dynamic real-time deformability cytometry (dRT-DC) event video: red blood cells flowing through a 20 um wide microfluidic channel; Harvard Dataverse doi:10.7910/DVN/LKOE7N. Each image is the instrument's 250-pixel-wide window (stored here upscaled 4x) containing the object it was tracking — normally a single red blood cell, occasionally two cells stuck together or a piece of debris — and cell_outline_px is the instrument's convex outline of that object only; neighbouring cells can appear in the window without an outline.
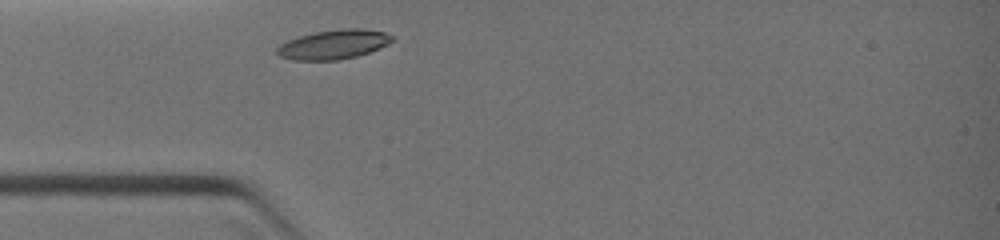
{"species": "common noctule bat (a hibernating species)", "species_latin": "Nyctalus noctula", "temperature_condition": "warm", "stored_images_in_passage": 22, "camera_frame_rate_fps": 3000, "um_per_image_px": 0.085, "animal": {"sex": "female", "body_mass_g": 19.0, "forearm_length_mm": 51.5}, "frame": {"image": 1, "passage_image": 1, "time_ms": 0.0, "image_size_px": [1000, 240], "cell_outline_px": [[396, 40], [380, 48], [356, 56], [340, 60], [292, 60], [280, 56], [276, 52], [276, 48], [280, 44], [288, 40], [300, 36], [316, 32], [340, 28], [364, 28], [384, 32], [396, 36]], "centroid_in_image_um": [28.41, 3.77], "position_along_channel_um": 56.6, "area_um2": 19.88}}
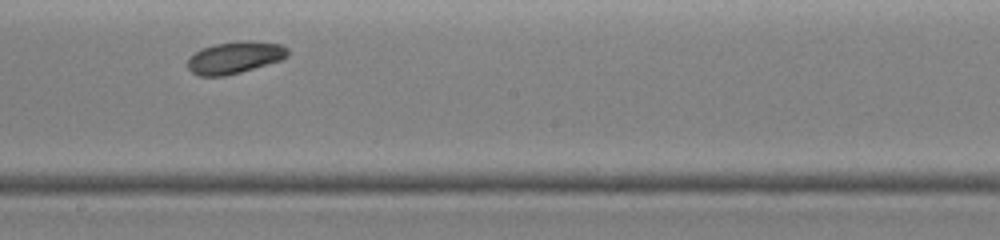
{"frame": {"image": 2, "passage_image": 11, "time_ms": 3.333, "image_size_px": [1000, 240], "cell_outline_px": [[288, 56], [280, 60], [240, 72], [224, 76], [200, 76], [192, 72], [188, 68], [188, 56], [212, 44], [244, 40], [248, 40], [280, 44], [288, 48]], "centroid_in_image_um": [19.94, 4.88], "position_along_channel_um": 228.3, "area_um2": 18.55}}
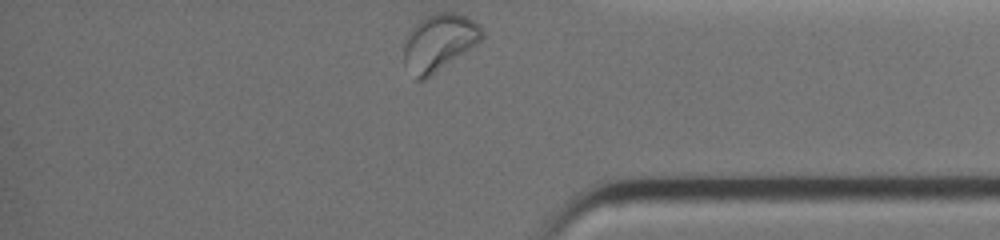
{"frame": {"image": 3, "passage_image": 22, "time_ms": 6.667, "image_size_px": [1000, 240], "cell_outline_px": [[484, 36], [476, 44], [424, 80], [416, 80], [404, 60], [404, 36], [420, 20], [436, 12], [456, 12], [472, 20], [484, 32]], "centroid_in_image_um": [37.29, 3.59], "position_along_channel_um": 397.9, "area_um2": 25.37}}